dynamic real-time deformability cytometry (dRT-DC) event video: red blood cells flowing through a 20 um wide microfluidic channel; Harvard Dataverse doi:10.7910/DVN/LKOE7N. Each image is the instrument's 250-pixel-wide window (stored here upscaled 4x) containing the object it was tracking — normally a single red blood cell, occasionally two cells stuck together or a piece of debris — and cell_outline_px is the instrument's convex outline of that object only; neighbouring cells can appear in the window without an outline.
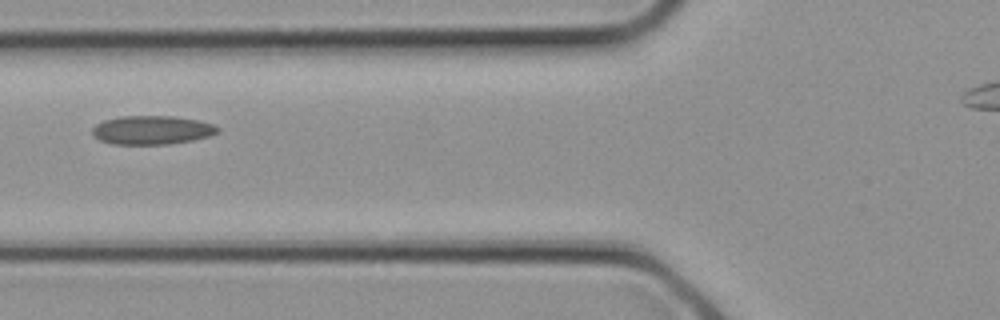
{"species": "common noctule bat (a hibernating species)", "species_latin": "Nyctalus noctula", "temperature_condition": "cold", "stored_images_in_passage": 10, "camera_frame_rate_fps": 3000, "um_per_image_px": 0.085, "animal": {"sex": "female", "body_mass_g": 21.9}, "frame": {"image": 1, "passage_image": 9, "time_ms": 2.667, "image_size_px": [1000, 320], "cell_outline_px": [[220, 132], [208, 136], [192, 140], [168, 144], [112, 144], [100, 140], [92, 136], [92, 128], [96, 124], [104, 120], [120, 116], [172, 116], [196, 120], [212, 124], [220, 128]], "centroid_in_image_um": [12.88, 11.05], "position_along_channel_um": 112.9, "area_um2": 20.98}}